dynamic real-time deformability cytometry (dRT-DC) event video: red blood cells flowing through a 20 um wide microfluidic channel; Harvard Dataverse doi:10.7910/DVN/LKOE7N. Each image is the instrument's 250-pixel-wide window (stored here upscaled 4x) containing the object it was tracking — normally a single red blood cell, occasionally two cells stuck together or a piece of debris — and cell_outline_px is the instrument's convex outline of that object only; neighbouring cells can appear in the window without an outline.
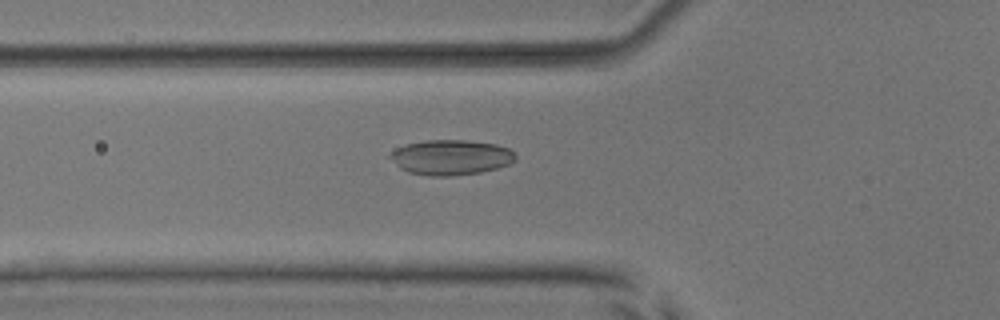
{"species": "common noctule bat (a hibernating species)", "species_latin": "Nyctalus noctula", "temperature_condition": "room temperature", "stored_images_in_passage": 49, "camera_frame_rate_fps": 3000, "um_per_image_px": 0.085, "animal": {"sex": "male", "body_mass_g": 17.9, "forearm_length_mm": 54.2}, "frame": {"image": 1, "passage_image": 15, "time_ms": 4.667, "image_size_px": [1000, 320], "cell_outline_px": [[516, 160], [508, 164], [496, 168], [480, 172], [452, 176], [428, 176], [408, 172], [400, 168], [388, 156], [396, 148], [404, 144], [428, 140], [464, 140], [496, 144], [508, 148], [516, 156]], "centroid_in_image_um": [38.3, 13.37], "position_along_channel_um": 87.5, "area_um2": 25.61}}
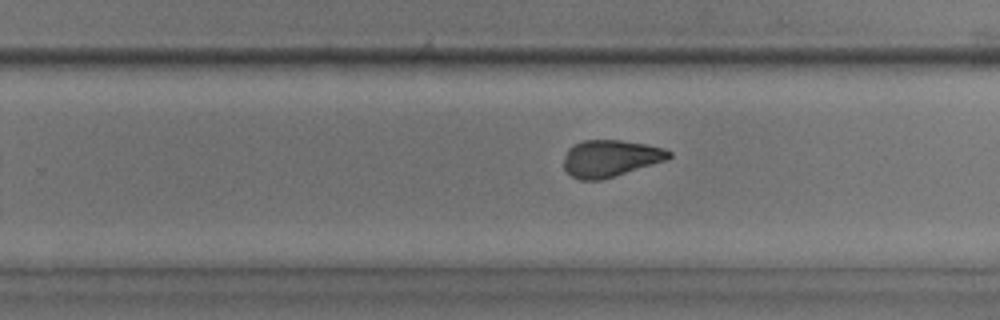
{"frame": {"image": 2, "passage_image": 30, "time_ms": 9.667, "image_size_px": [1000, 320], "cell_outline_px": [[672, 156], [668, 160], [600, 180], [580, 180], [572, 176], [564, 168], [564, 156], [568, 148], [572, 144], [584, 140], [620, 140], [648, 144], [664, 148], [672, 152]], "centroid_in_image_um": [51.9, 13.44], "position_along_channel_um": 277.9, "area_um2": 22.72}}
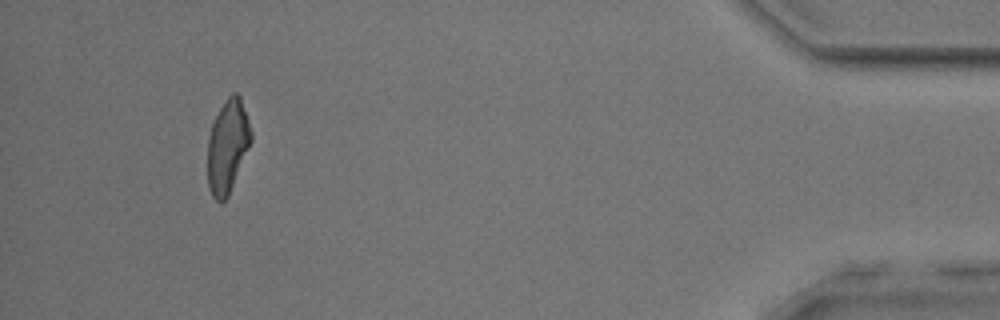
{"frame": {"image": 3, "passage_image": 46, "time_ms": 15.0, "image_size_px": [1000, 320], "cell_outline_px": [[252, 140], [228, 196], [220, 204], [212, 196], [208, 188], [208, 136], [212, 124], [220, 108], [228, 96], [232, 92], [236, 92], [240, 96], [252, 132]], "centroid_in_image_um": [19.34, 12.44], "position_along_channel_um": 415.9, "area_um2": 23.47}, "authors_computed_cell_mechanics": {"area_um2": 23.698, "velocity_mm_per_s": 3.8136, "shape_relaxation_time_tau1_ms": 2.2845, "shape_relaxation_time_tau2_ms": 1.9955, "deformation_change_tau1": 0.0884, "deformation_change_tau2": 0.0932}}